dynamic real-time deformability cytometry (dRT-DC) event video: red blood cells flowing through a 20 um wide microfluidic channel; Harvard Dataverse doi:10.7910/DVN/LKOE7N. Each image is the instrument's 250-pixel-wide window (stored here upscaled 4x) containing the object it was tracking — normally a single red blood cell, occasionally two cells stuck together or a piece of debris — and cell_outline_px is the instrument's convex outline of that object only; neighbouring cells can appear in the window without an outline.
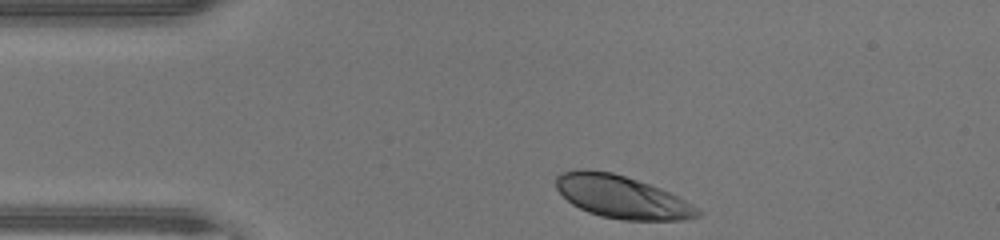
{"species": "human", "species_latin": "Homo sapiens", "temperature_condition": "warm", "stored_images_in_passage": 30, "camera_frame_rate_fps": 3000, "um_per_image_px": 0.085, "donor": {"sex": "male"}, "frame": {"image": 1, "passage_image": 1, "time_ms": 0.0, "image_size_px": [1000, 240], "cell_outline_px": [[704, 212], [700, 216], [688, 220], [620, 220], [600, 216], [588, 212], [572, 204], [556, 188], [556, 176], [560, 172], [576, 168], [588, 168], [612, 172], [660, 188], [692, 204]], "centroid_in_image_um": [52.84, 16.73], "position_along_channel_um": 32.2, "area_um2": 35.43}}
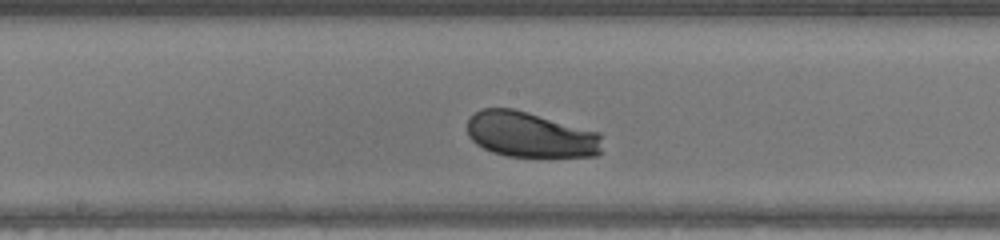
{"frame": {"image": 2, "passage_image": 16, "time_ms": 5.0, "image_size_px": [1000, 240], "cell_outline_px": [[600, 152], [596, 156], [508, 156], [492, 152], [476, 144], [468, 136], [468, 120], [480, 108], [512, 108], [528, 112], [600, 132]], "centroid_in_image_um": [45.06, 11.44], "position_along_channel_um": 203.1, "area_um2": 35.6}}
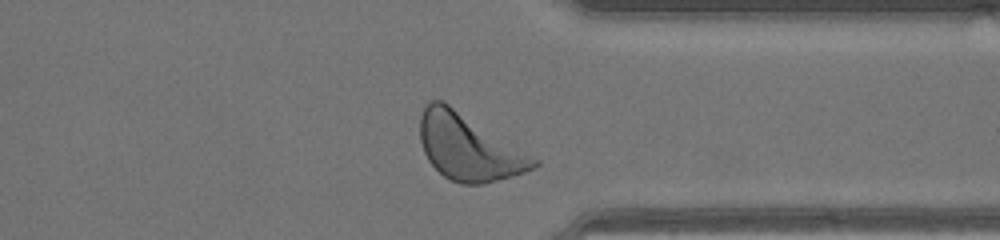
{"frame": {"image": 3, "passage_image": 28, "time_ms": 9.0, "image_size_px": [1000, 240], "cell_outline_px": [[540, 164], [524, 172], [484, 184], [460, 184], [444, 176], [428, 160], [424, 152], [420, 140], [420, 116], [428, 100], [444, 100], [540, 160]], "centroid_in_image_um": [39.83, 12.49], "position_along_channel_um": 371.6, "area_um2": 43.75}, "authors_computed_cell_mechanics": {"area_um2": 36.5007, "velocity_mm_per_s": 4.311, "shape_relaxation_time_tau1_ms": 1.9598, "shape_relaxation_time_tau2_ms": null, "deformation_change_tau1": 0.1298, "deformation_change_tau2": null}}